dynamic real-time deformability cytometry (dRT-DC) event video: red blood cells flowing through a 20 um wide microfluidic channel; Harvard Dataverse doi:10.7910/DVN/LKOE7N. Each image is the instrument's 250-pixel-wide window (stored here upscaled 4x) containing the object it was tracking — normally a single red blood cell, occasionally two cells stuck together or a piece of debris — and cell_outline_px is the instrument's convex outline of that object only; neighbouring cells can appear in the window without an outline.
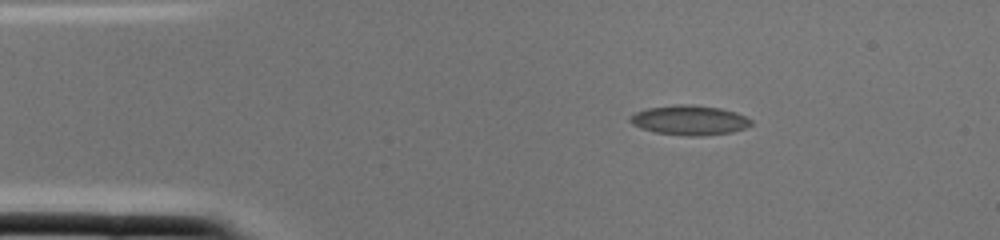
{"species": "common noctule bat (a hibernating species)", "species_latin": "Nyctalus noctula", "temperature_condition": "cold", "stored_images_in_passage": 1, "camera_frame_rate_fps": 3000, "um_per_image_px": 0.085, "animal": {"sex": "female", "body_mass_g": 22.0, "forearm_length_mm": 56.7}, "frame": {"image": 1, "passage_image": 1, "time_ms": 0.0, "image_size_px": [1000, 240], "cell_outline_px": [[752, 124], [744, 128], [732, 132], [704, 136], [688, 136], [656, 132], [640, 128], [632, 124], [628, 120], [628, 116], [636, 112], [648, 108], [676, 104], [692, 104], [720, 108], [736, 112], [752, 120]], "centroid_in_image_um": [58.59, 10.21], "position_along_channel_um": 26.4, "area_um2": 21.04}}